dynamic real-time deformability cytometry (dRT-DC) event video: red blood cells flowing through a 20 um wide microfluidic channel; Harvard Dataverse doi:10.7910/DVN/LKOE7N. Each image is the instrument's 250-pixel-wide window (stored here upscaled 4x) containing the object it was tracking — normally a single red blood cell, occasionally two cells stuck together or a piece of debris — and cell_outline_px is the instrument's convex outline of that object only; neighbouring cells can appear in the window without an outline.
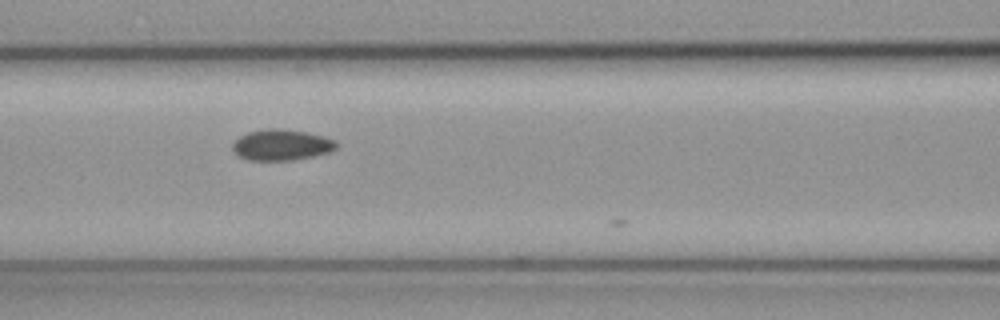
{"species": "common noctule bat (a hibernating species)", "species_latin": "Nyctalus noctula", "temperature_condition": "cold", "stored_images_in_passage": 12, "camera_frame_rate_fps": 3000, "um_per_image_px": 0.085, "animal": {"sex": "female", "body_mass_g": 19.3, "forearm_length_mm": 54.1}, "frame": {"image": 1, "passage_image": 10, "time_ms": 3.0, "image_size_px": [1000, 320], "cell_outline_px": [[340, 144], [336, 148], [328, 152], [312, 156], [292, 160], [248, 160], [240, 156], [232, 148], [232, 144], [240, 136], [248, 132], [268, 128], [276, 128], [308, 132], [324, 136], [336, 140]], "centroid_in_image_um": [23.96, 12.3], "position_along_channel_um": 142.6, "area_um2": 18.67}}